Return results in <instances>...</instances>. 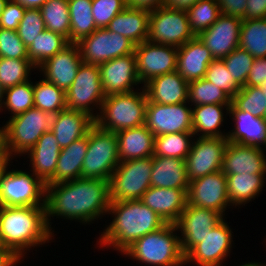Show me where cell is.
<instances>
[{"label":"cell","mask_w":266,"mask_h":266,"mask_svg":"<svg viewBox=\"0 0 266 266\" xmlns=\"http://www.w3.org/2000/svg\"><path fill=\"white\" fill-rule=\"evenodd\" d=\"M109 204V181L107 180L78 178L46 185V222L54 236L56 234L51 226L55 217L63 218L65 221L67 219L70 222L77 221L84 226L91 225L94 221L97 222L106 217Z\"/></svg>","instance_id":"6da1fadb"},{"label":"cell","mask_w":266,"mask_h":266,"mask_svg":"<svg viewBox=\"0 0 266 266\" xmlns=\"http://www.w3.org/2000/svg\"><path fill=\"white\" fill-rule=\"evenodd\" d=\"M108 222L97 237V247L123 253L137 239L157 231L166 223L140 199L110 202Z\"/></svg>","instance_id":"7a4b0ae2"},{"label":"cell","mask_w":266,"mask_h":266,"mask_svg":"<svg viewBox=\"0 0 266 266\" xmlns=\"http://www.w3.org/2000/svg\"><path fill=\"white\" fill-rule=\"evenodd\" d=\"M52 240L54 235L46 222L45 207L0 206V244L12 249L23 260L29 257L26 253L29 255L30 250Z\"/></svg>","instance_id":"3957f363"},{"label":"cell","mask_w":266,"mask_h":266,"mask_svg":"<svg viewBox=\"0 0 266 266\" xmlns=\"http://www.w3.org/2000/svg\"><path fill=\"white\" fill-rule=\"evenodd\" d=\"M121 255L144 266H185L179 232L172 223L137 239Z\"/></svg>","instance_id":"277c9868"},{"label":"cell","mask_w":266,"mask_h":266,"mask_svg":"<svg viewBox=\"0 0 266 266\" xmlns=\"http://www.w3.org/2000/svg\"><path fill=\"white\" fill-rule=\"evenodd\" d=\"M147 103L144 87L128 93L108 95L102 102L95 124L113 133L143 126Z\"/></svg>","instance_id":"5b68a950"},{"label":"cell","mask_w":266,"mask_h":266,"mask_svg":"<svg viewBox=\"0 0 266 266\" xmlns=\"http://www.w3.org/2000/svg\"><path fill=\"white\" fill-rule=\"evenodd\" d=\"M53 114L35 107L3 123L4 152L13 157L24 156L46 132L52 129Z\"/></svg>","instance_id":"8992f818"},{"label":"cell","mask_w":266,"mask_h":266,"mask_svg":"<svg viewBox=\"0 0 266 266\" xmlns=\"http://www.w3.org/2000/svg\"><path fill=\"white\" fill-rule=\"evenodd\" d=\"M119 160L116 133L94 124L88 131V147L82 166V178L109 181Z\"/></svg>","instance_id":"52a82bcc"},{"label":"cell","mask_w":266,"mask_h":266,"mask_svg":"<svg viewBox=\"0 0 266 266\" xmlns=\"http://www.w3.org/2000/svg\"><path fill=\"white\" fill-rule=\"evenodd\" d=\"M152 157L122 161L109 179L110 202L141 199L151 187Z\"/></svg>","instance_id":"ba28073f"},{"label":"cell","mask_w":266,"mask_h":266,"mask_svg":"<svg viewBox=\"0 0 266 266\" xmlns=\"http://www.w3.org/2000/svg\"><path fill=\"white\" fill-rule=\"evenodd\" d=\"M65 94L67 109L84 112L95 120L106 97L100 78V67L82 62L74 82Z\"/></svg>","instance_id":"9c48e42d"},{"label":"cell","mask_w":266,"mask_h":266,"mask_svg":"<svg viewBox=\"0 0 266 266\" xmlns=\"http://www.w3.org/2000/svg\"><path fill=\"white\" fill-rule=\"evenodd\" d=\"M45 196L46 184L30 170L12 168L0 185V206L45 207Z\"/></svg>","instance_id":"30bf717a"},{"label":"cell","mask_w":266,"mask_h":266,"mask_svg":"<svg viewBox=\"0 0 266 266\" xmlns=\"http://www.w3.org/2000/svg\"><path fill=\"white\" fill-rule=\"evenodd\" d=\"M195 37L186 10L161 6L150 10L147 40L180 47Z\"/></svg>","instance_id":"8fae6325"},{"label":"cell","mask_w":266,"mask_h":266,"mask_svg":"<svg viewBox=\"0 0 266 266\" xmlns=\"http://www.w3.org/2000/svg\"><path fill=\"white\" fill-rule=\"evenodd\" d=\"M83 63L100 66L114 58L134 52L135 44L107 28H97L77 43Z\"/></svg>","instance_id":"7c38bea8"},{"label":"cell","mask_w":266,"mask_h":266,"mask_svg":"<svg viewBox=\"0 0 266 266\" xmlns=\"http://www.w3.org/2000/svg\"><path fill=\"white\" fill-rule=\"evenodd\" d=\"M224 218L208 232L186 256L185 265L193 266H226L224 262L230 257L234 245V233ZM233 245V246H232ZM195 264V265H194Z\"/></svg>","instance_id":"4fadbf2b"},{"label":"cell","mask_w":266,"mask_h":266,"mask_svg":"<svg viewBox=\"0 0 266 266\" xmlns=\"http://www.w3.org/2000/svg\"><path fill=\"white\" fill-rule=\"evenodd\" d=\"M227 137H195L185 159L190 181L221 170Z\"/></svg>","instance_id":"5bb4252c"},{"label":"cell","mask_w":266,"mask_h":266,"mask_svg":"<svg viewBox=\"0 0 266 266\" xmlns=\"http://www.w3.org/2000/svg\"><path fill=\"white\" fill-rule=\"evenodd\" d=\"M137 74L144 86L151 79L177 70L178 47L151 43L135 45Z\"/></svg>","instance_id":"9a60e30c"},{"label":"cell","mask_w":266,"mask_h":266,"mask_svg":"<svg viewBox=\"0 0 266 266\" xmlns=\"http://www.w3.org/2000/svg\"><path fill=\"white\" fill-rule=\"evenodd\" d=\"M187 204L219 212L224 218L233 209L227 195V177L220 170L190 181Z\"/></svg>","instance_id":"2e32d148"},{"label":"cell","mask_w":266,"mask_h":266,"mask_svg":"<svg viewBox=\"0 0 266 266\" xmlns=\"http://www.w3.org/2000/svg\"><path fill=\"white\" fill-rule=\"evenodd\" d=\"M145 126L156 137L169 133L192 132V106L180 104H158L148 102Z\"/></svg>","instance_id":"e0dca14e"},{"label":"cell","mask_w":266,"mask_h":266,"mask_svg":"<svg viewBox=\"0 0 266 266\" xmlns=\"http://www.w3.org/2000/svg\"><path fill=\"white\" fill-rule=\"evenodd\" d=\"M224 217L217 211L186 205L178 221L175 223L186 256L202 239L218 225Z\"/></svg>","instance_id":"ac0fdd59"},{"label":"cell","mask_w":266,"mask_h":266,"mask_svg":"<svg viewBox=\"0 0 266 266\" xmlns=\"http://www.w3.org/2000/svg\"><path fill=\"white\" fill-rule=\"evenodd\" d=\"M99 67L105 96L128 93L143 87L137 74L134 52L104 62Z\"/></svg>","instance_id":"d6986e66"},{"label":"cell","mask_w":266,"mask_h":266,"mask_svg":"<svg viewBox=\"0 0 266 266\" xmlns=\"http://www.w3.org/2000/svg\"><path fill=\"white\" fill-rule=\"evenodd\" d=\"M242 19L221 14L216 22L198 37L214 59H223L239 47Z\"/></svg>","instance_id":"ffe728a7"},{"label":"cell","mask_w":266,"mask_h":266,"mask_svg":"<svg viewBox=\"0 0 266 266\" xmlns=\"http://www.w3.org/2000/svg\"><path fill=\"white\" fill-rule=\"evenodd\" d=\"M82 64L76 43H69L52 58L37 68L40 77L66 92L74 82L77 71ZM42 75V76H41Z\"/></svg>","instance_id":"44dd1931"},{"label":"cell","mask_w":266,"mask_h":266,"mask_svg":"<svg viewBox=\"0 0 266 266\" xmlns=\"http://www.w3.org/2000/svg\"><path fill=\"white\" fill-rule=\"evenodd\" d=\"M221 171L225 175L266 174V150L228 142L223 154Z\"/></svg>","instance_id":"7402d4cb"},{"label":"cell","mask_w":266,"mask_h":266,"mask_svg":"<svg viewBox=\"0 0 266 266\" xmlns=\"http://www.w3.org/2000/svg\"><path fill=\"white\" fill-rule=\"evenodd\" d=\"M229 119H232L233 123L230 124L234 126L228 130V142L266 150V119L239 110L233 103L229 107Z\"/></svg>","instance_id":"603a6c76"},{"label":"cell","mask_w":266,"mask_h":266,"mask_svg":"<svg viewBox=\"0 0 266 266\" xmlns=\"http://www.w3.org/2000/svg\"><path fill=\"white\" fill-rule=\"evenodd\" d=\"M188 189L150 187L140 199L165 223L175 224L187 205Z\"/></svg>","instance_id":"cb8c5ba5"},{"label":"cell","mask_w":266,"mask_h":266,"mask_svg":"<svg viewBox=\"0 0 266 266\" xmlns=\"http://www.w3.org/2000/svg\"><path fill=\"white\" fill-rule=\"evenodd\" d=\"M214 60L210 50L198 36L178 47L177 72L187 82L204 78L209 64Z\"/></svg>","instance_id":"d4e9b609"},{"label":"cell","mask_w":266,"mask_h":266,"mask_svg":"<svg viewBox=\"0 0 266 266\" xmlns=\"http://www.w3.org/2000/svg\"><path fill=\"white\" fill-rule=\"evenodd\" d=\"M58 144L53 132L46 131L37 143L25 154L29 158L30 171L39 177L45 184L54 176L60 154Z\"/></svg>","instance_id":"484cf974"},{"label":"cell","mask_w":266,"mask_h":266,"mask_svg":"<svg viewBox=\"0 0 266 266\" xmlns=\"http://www.w3.org/2000/svg\"><path fill=\"white\" fill-rule=\"evenodd\" d=\"M187 82L177 71L151 79L145 88L148 102L158 104H180L188 102Z\"/></svg>","instance_id":"4316f807"},{"label":"cell","mask_w":266,"mask_h":266,"mask_svg":"<svg viewBox=\"0 0 266 266\" xmlns=\"http://www.w3.org/2000/svg\"><path fill=\"white\" fill-rule=\"evenodd\" d=\"M94 124L88 114L66 108L54 115L51 131L62 149L86 136Z\"/></svg>","instance_id":"83f0119b"},{"label":"cell","mask_w":266,"mask_h":266,"mask_svg":"<svg viewBox=\"0 0 266 266\" xmlns=\"http://www.w3.org/2000/svg\"><path fill=\"white\" fill-rule=\"evenodd\" d=\"M230 105L204 104L192 106V133L194 137H227L228 132H225V129L222 131L221 128L224 124H227Z\"/></svg>","instance_id":"f1b7e54d"},{"label":"cell","mask_w":266,"mask_h":266,"mask_svg":"<svg viewBox=\"0 0 266 266\" xmlns=\"http://www.w3.org/2000/svg\"><path fill=\"white\" fill-rule=\"evenodd\" d=\"M150 10L127 6L106 27L127 37L135 45L147 41Z\"/></svg>","instance_id":"f546056e"},{"label":"cell","mask_w":266,"mask_h":266,"mask_svg":"<svg viewBox=\"0 0 266 266\" xmlns=\"http://www.w3.org/2000/svg\"><path fill=\"white\" fill-rule=\"evenodd\" d=\"M116 136L120 162L153 157L155 136L145 125L119 131Z\"/></svg>","instance_id":"4dcf8cb0"},{"label":"cell","mask_w":266,"mask_h":266,"mask_svg":"<svg viewBox=\"0 0 266 266\" xmlns=\"http://www.w3.org/2000/svg\"><path fill=\"white\" fill-rule=\"evenodd\" d=\"M88 147V133L60 150L54 176L46 185L82 178V166Z\"/></svg>","instance_id":"1f68e13d"},{"label":"cell","mask_w":266,"mask_h":266,"mask_svg":"<svg viewBox=\"0 0 266 266\" xmlns=\"http://www.w3.org/2000/svg\"><path fill=\"white\" fill-rule=\"evenodd\" d=\"M152 165L151 187L189 188L184 159L153 156Z\"/></svg>","instance_id":"d6a6232c"},{"label":"cell","mask_w":266,"mask_h":266,"mask_svg":"<svg viewBox=\"0 0 266 266\" xmlns=\"http://www.w3.org/2000/svg\"><path fill=\"white\" fill-rule=\"evenodd\" d=\"M226 177L227 195L231 206L236 209L255 200L266 184V174H236Z\"/></svg>","instance_id":"836d02e7"},{"label":"cell","mask_w":266,"mask_h":266,"mask_svg":"<svg viewBox=\"0 0 266 266\" xmlns=\"http://www.w3.org/2000/svg\"><path fill=\"white\" fill-rule=\"evenodd\" d=\"M70 14V43H77L96 29L92 15V0H68Z\"/></svg>","instance_id":"e575fe53"},{"label":"cell","mask_w":266,"mask_h":266,"mask_svg":"<svg viewBox=\"0 0 266 266\" xmlns=\"http://www.w3.org/2000/svg\"><path fill=\"white\" fill-rule=\"evenodd\" d=\"M239 47L254 58L266 57V18L242 20Z\"/></svg>","instance_id":"d590c367"},{"label":"cell","mask_w":266,"mask_h":266,"mask_svg":"<svg viewBox=\"0 0 266 266\" xmlns=\"http://www.w3.org/2000/svg\"><path fill=\"white\" fill-rule=\"evenodd\" d=\"M68 44V40L62 35L45 30L37 35L32 45L28 47V59L38 68Z\"/></svg>","instance_id":"8d00e7d4"},{"label":"cell","mask_w":266,"mask_h":266,"mask_svg":"<svg viewBox=\"0 0 266 266\" xmlns=\"http://www.w3.org/2000/svg\"><path fill=\"white\" fill-rule=\"evenodd\" d=\"M192 132L169 133L154 138V155L186 159L194 140Z\"/></svg>","instance_id":"74e56055"},{"label":"cell","mask_w":266,"mask_h":266,"mask_svg":"<svg viewBox=\"0 0 266 266\" xmlns=\"http://www.w3.org/2000/svg\"><path fill=\"white\" fill-rule=\"evenodd\" d=\"M34 107L56 115L66 109V94L43 77L33 83Z\"/></svg>","instance_id":"f35d334b"},{"label":"cell","mask_w":266,"mask_h":266,"mask_svg":"<svg viewBox=\"0 0 266 266\" xmlns=\"http://www.w3.org/2000/svg\"><path fill=\"white\" fill-rule=\"evenodd\" d=\"M46 30L65 37L70 43V14L68 0H48L40 7Z\"/></svg>","instance_id":"ab89813d"},{"label":"cell","mask_w":266,"mask_h":266,"mask_svg":"<svg viewBox=\"0 0 266 266\" xmlns=\"http://www.w3.org/2000/svg\"><path fill=\"white\" fill-rule=\"evenodd\" d=\"M188 103L191 106L204 104H231L232 98L215 84L201 78L189 82Z\"/></svg>","instance_id":"60d3db41"},{"label":"cell","mask_w":266,"mask_h":266,"mask_svg":"<svg viewBox=\"0 0 266 266\" xmlns=\"http://www.w3.org/2000/svg\"><path fill=\"white\" fill-rule=\"evenodd\" d=\"M32 79L27 82L4 89V99L1 112H9L7 114L13 117L20 113L26 112L34 107V94Z\"/></svg>","instance_id":"b9f144b4"},{"label":"cell","mask_w":266,"mask_h":266,"mask_svg":"<svg viewBox=\"0 0 266 266\" xmlns=\"http://www.w3.org/2000/svg\"><path fill=\"white\" fill-rule=\"evenodd\" d=\"M37 68L29 59H10L0 57V84L6 89L32 79Z\"/></svg>","instance_id":"7bdbcfd3"},{"label":"cell","mask_w":266,"mask_h":266,"mask_svg":"<svg viewBox=\"0 0 266 266\" xmlns=\"http://www.w3.org/2000/svg\"><path fill=\"white\" fill-rule=\"evenodd\" d=\"M186 12L195 36L207 30L221 15L220 7L215 0H198Z\"/></svg>","instance_id":"ee69618b"},{"label":"cell","mask_w":266,"mask_h":266,"mask_svg":"<svg viewBox=\"0 0 266 266\" xmlns=\"http://www.w3.org/2000/svg\"><path fill=\"white\" fill-rule=\"evenodd\" d=\"M232 103L244 112H249L257 118L266 119L264 93L260 87L242 86L232 98Z\"/></svg>","instance_id":"f6af8a7d"},{"label":"cell","mask_w":266,"mask_h":266,"mask_svg":"<svg viewBox=\"0 0 266 266\" xmlns=\"http://www.w3.org/2000/svg\"><path fill=\"white\" fill-rule=\"evenodd\" d=\"M234 80L242 87L250 73L254 57L246 50L237 47L227 57L222 59Z\"/></svg>","instance_id":"bcb514c9"},{"label":"cell","mask_w":266,"mask_h":266,"mask_svg":"<svg viewBox=\"0 0 266 266\" xmlns=\"http://www.w3.org/2000/svg\"><path fill=\"white\" fill-rule=\"evenodd\" d=\"M204 79L215 84L231 98L241 89V86L234 80L221 59H214L209 64Z\"/></svg>","instance_id":"7dc6e473"},{"label":"cell","mask_w":266,"mask_h":266,"mask_svg":"<svg viewBox=\"0 0 266 266\" xmlns=\"http://www.w3.org/2000/svg\"><path fill=\"white\" fill-rule=\"evenodd\" d=\"M45 30L40 8L26 9L17 29L18 36L26 47L31 46L37 35Z\"/></svg>","instance_id":"c3c4849f"},{"label":"cell","mask_w":266,"mask_h":266,"mask_svg":"<svg viewBox=\"0 0 266 266\" xmlns=\"http://www.w3.org/2000/svg\"><path fill=\"white\" fill-rule=\"evenodd\" d=\"M126 0H92V15L97 28H106L110 21L127 7Z\"/></svg>","instance_id":"681fc988"},{"label":"cell","mask_w":266,"mask_h":266,"mask_svg":"<svg viewBox=\"0 0 266 266\" xmlns=\"http://www.w3.org/2000/svg\"><path fill=\"white\" fill-rule=\"evenodd\" d=\"M0 57L28 59V48L17 31L0 28Z\"/></svg>","instance_id":"f907efd6"},{"label":"cell","mask_w":266,"mask_h":266,"mask_svg":"<svg viewBox=\"0 0 266 266\" xmlns=\"http://www.w3.org/2000/svg\"><path fill=\"white\" fill-rule=\"evenodd\" d=\"M25 8L13 0H8L0 15V28L17 31L23 19Z\"/></svg>","instance_id":"816d5d0a"},{"label":"cell","mask_w":266,"mask_h":266,"mask_svg":"<svg viewBox=\"0 0 266 266\" xmlns=\"http://www.w3.org/2000/svg\"><path fill=\"white\" fill-rule=\"evenodd\" d=\"M220 7L221 14L245 20L247 0H215Z\"/></svg>","instance_id":"f5cc1de1"},{"label":"cell","mask_w":266,"mask_h":266,"mask_svg":"<svg viewBox=\"0 0 266 266\" xmlns=\"http://www.w3.org/2000/svg\"><path fill=\"white\" fill-rule=\"evenodd\" d=\"M264 81H266V57L254 58L244 86L259 87Z\"/></svg>","instance_id":"db71d44e"},{"label":"cell","mask_w":266,"mask_h":266,"mask_svg":"<svg viewBox=\"0 0 266 266\" xmlns=\"http://www.w3.org/2000/svg\"><path fill=\"white\" fill-rule=\"evenodd\" d=\"M266 18V0H247L246 19Z\"/></svg>","instance_id":"11a10c76"},{"label":"cell","mask_w":266,"mask_h":266,"mask_svg":"<svg viewBox=\"0 0 266 266\" xmlns=\"http://www.w3.org/2000/svg\"><path fill=\"white\" fill-rule=\"evenodd\" d=\"M24 261L12 249L0 244V266H17Z\"/></svg>","instance_id":"9f6ffc18"},{"label":"cell","mask_w":266,"mask_h":266,"mask_svg":"<svg viewBox=\"0 0 266 266\" xmlns=\"http://www.w3.org/2000/svg\"><path fill=\"white\" fill-rule=\"evenodd\" d=\"M127 5L134 8H144L148 10L157 9L165 5V0H126Z\"/></svg>","instance_id":"6f0895ef"},{"label":"cell","mask_w":266,"mask_h":266,"mask_svg":"<svg viewBox=\"0 0 266 266\" xmlns=\"http://www.w3.org/2000/svg\"><path fill=\"white\" fill-rule=\"evenodd\" d=\"M13 157L8 155L6 152L0 154V185L2 182L3 177L7 173V171L12 167ZM11 163V164H10ZM9 166V167H8ZM11 166V167H10Z\"/></svg>","instance_id":"680465c9"},{"label":"cell","mask_w":266,"mask_h":266,"mask_svg":"<svg viewBox=\"0 0 266 266\" xmlns=\"http://www.w3.org/2000/svg\"><path fill=\"white\" fill-rule=\"evenodd\" d=\"M198 0H165V6L181 10H187Z\"/></svg>","instance_id":"91938a15"},{"label":"cell","mask_w":266,"mask_h":266,"mask_svg":"<svg viewBox=\"0 0 266 266\" xmlns=\"http://www.w3.org/2000/svg\"><path fill=\"white\" fill-rule=\"evenodd\" d=\"M13 1L19 3L25 9H30V8H40L48 0H13Z\"/></svg>","instance_id":"94428289"},{"label":"cell","mask_w":266,"mask_h":266,"mask_svg":"<svg viewBox=\"0 0 266 266\" xmlns=\"http://www.w3.org/2000/svg\"><path fill=\"white\" fill-rule=\"evenodd\" d=\"M265 262L264 263H261V262H255V261H248V262H245V263H242V264H239L237 266H264Z\"/></svg>","instance_id":"6125c7cd"},{"label":"cell","mask_w":266,"mask_h":266,"mask_svg":"<svg viewBox=\"0 0 266 266\" xmlns=\"http://www.w3.org/2000/svg\"><path fill=\"white\" fill-rule=\"evenodd\" d=\"M4 152L3 147V127L0 126V154Z\"/></svg>","instance_id":"be15d7a7"},{"label":"cell","mask_w":266,"mask_h":266,"mask_svg":"<svg viewBox=\"0 0 266 266\" xmlns=\"http://www.w3.org/2000/svg\"><path fill=\"white\" fill-rule=\"evenodd\" d=\"M3 99H4V88L0 84V113L3 106Z\"/></svg>","instance_id":"e7e4bbea"},{"label":"cell","mask_w":266,"mask_h":266,"mask_svg":"<svg viewBox=\"0 0 266 266\" xmlns=\"http://www.w3.org/2000/svg\"><path fill=\"white\" fill-rule=\"evenodd\" d=\"M261 91L264 93L265 106H266V81H264L260 86Z\"/></svg>","instance_id":"03108f58"},{"label":"cell","mask_w":266,"mask_h":266,"mask_svg":"<svg viewBox=\"0 0 266 266\" xmlns=\"http://www.w3.org/2000/svg\"><path fill=\"white\" fill-rule=\"evenodd\" d=\"M8 0H0V15L3 12V9L5 8Z\"/></svg>","instance_id":"003e7915"}]
</instances>
